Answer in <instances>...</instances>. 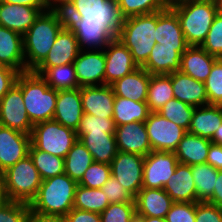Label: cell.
<instances>
[{
    "label": "cell",
    "instance_id": "6da1fadb",
    "mask_svg": "<svg viewBox=\"0 0 222 222\" xmlns=\"http://www.w3.org/2000/svg\"><path fill=\"white\" fill-rule=\"evenodd\" d=\"M62 11L81 50L103 49L118 36L125 19L117 0H70Z\"/></svg>",
    "mask_w": 222,
    "mask_h": 222
},
{
    "label": "cell",
    "instance_id": "7a4b0ae2",
    "mask_svg": "<svg viewBox=\"0 0 222 222\" xmlns=\"http://www.w3.org/2000/svg\"><path fill=\"white\" fill-rule=\"evenodd\" d=\"M65 25L62 9H50L39 15L23 35L26 71H34L44 61Z\"/></svg>",
    "mask_w": 222,
    "mask_h": 222
},
{
    "label": "cell",
    "instance_id": "3957f363",
    "mask_svg": "<svg viewBox=\"0 0 222 222\" xmlns=\"http://www.w3.org/2000/svg\"><path fill=\"white\" fill-rule=\"evenodd\" d=\"M77 185L65 173L43 180L29 204L30 212L47 216L67 215L73 209Z\"/></svg>",
    "mask_w": 222,
    "mask_h": 222
},
{
    "label": "cell",
    "instance_id": "277c9868",
    "mask_svg": "<svg viewBox=\"0 0 222 222\" xmlns=\"http://www.w3.org/2000/svg\"><path fill=\"white\" fill-rule=\"evenodd\" d=\"M16 84L22 90L25 109L33 125L53 120L57 91L41 75L34 71L22 72L18 75Z\"/></svg>",
    "mask_w": 222,
    "mask_h": 222
},
{
    "label": "cell",
    "instance_id": "5b68a950",
    "mask_svg": "<svg viewBox=\"0 0 222 222\" xmlns=\"http://www.w3.org/2000/svg\"><path fill=\"white\" fill-rule=\"evenodd\" d=\"M189 46H201L218 11L215 0L189 1L171 7Z\"/></svg>",
    "mask_w": 222,
    "mask_h": 222
},
{
    "label": "cell",
    "instance_id": "8992f818",
    "mask_svg": "<svg viewBox=\"0 0 222 222\" xmlns=\"http://www.w3.org/2000/svg\"><path fill=\"white\" fill-rule=\"evenodd\" d=\"M155 37L156 12L125 18L116 38L129 49L133 60L141 67L156 44Z\"/></svg>",
    "mask_w": 222,
    "mask_h": 222
},
{
    "label": "cell",
    "instance_id": "52a82bcc",
    "mask_svg": "<svg viewBox=\"0 0 222 222\" xmlns=\"http://www.w3.org/2000/svg\"><path fill=\"white\" fill-rule=\"evenodd\" d=\"M42 179L29 155L3 172L6 200L30 204L36 197Z\"/></svg>",
    "mask_w": 222,
    "mask_h": 222
},
{
    "label": "cell",
    "instance_id": "ba28073f",
    "mask_svg": "<svg viewBox=\"0 0 222 222\" xmlns=\"http://www.w3.org/2000/svg\"><path fill=\"white\" fill-rule=\"evenodd\" d=\"M30 137L33 147L62 158H65L78 141L75 130L54 120L34 124Z\"/></svg>",
    "mask_w": 222,
    "mask_h": 222
},
{
    "label": "cell",
    "instance_id": "9c48e42d",
    "mask_svg": "<svg viewBox=\"0 0 222 222\" xmlns=\"http://www.w3.org/2000/svg\"><path fill=\"white\" fill-rule=\"evenodd\" d=\"M145 126L152 151L174 152L187 131L164 118L158 112H151Z\"/></svg>",
    "mask_w": 222,
    "mask_h": 222
},
{
    "label": "cell",
    "instance_id": "30bf717a",
    "mask_svg": "<svg viewBox=\"0 0 222 222\" xmlns=\"http://www.w3.org/2000/svg\"><path fill=\"white\" fill-rule=\"evenodd\" d=\"M178 163L174 152L151 151L144 156L142 188L163 189Z\"/></svg>",
    "mask_w": 222,
    "mask_h": 222
},
{
    "label": "cell",
    "instance_id": "8fae6325",
    "mask_svg": "<svg viewBox=\"0 0 222 222\" xmlns=\"http://www.w3.org/2000/svg\"><path fill=\"white\" fill-rule=\"evenodd\" d=\"M110 165L112 176L136 197L142 189L144 156L118 151Z\"/></svg>",
    "mask_w": 222,
    "mask_h": 222
},
{
    "label": "cell",
    "instance_id": "7c38bea8",
    "mask_svg": "<svg viewBox=\"0 0 222 222\" xmlns=\"http://www.w3.org/2000/svg\"><path fill=\"white\" fill-rule=\"evenodd\" d=\"M0 125L31 134L33 124L25 109L22 90L16 83L1 98Z\"/></svg>",
    "mask_w": 222,
    "mask_h": 222
},
{
    "label": "cell",
    "instance_id": "4fadbf2b",
    "mask_svg": "<svg viewBox=\"0 0 222 222\" xmlns=\"http://www.w3.org/2000/svg\"><path fill=\"white\" fill-rule=\"evenodd\" d=\"M73 65L79 88L105 85L104 49L80 50Z\"/></svg>",
    "mask_w": 222,
    "mask_h": 222
},
{
    "label": "cell",
    "instance_id": "5bb4252c",
    "mask_svg": "<svg viewBox=\"0 0 222 222\" xmlns=\"http://www.w3.org/2000/svg\"><path fill=\"white\" fill-rule=\"evenodd\" d=\"M103 49L106 62L105 85H111L139 68L129 49L116 37Z\"/></svg>",
    "mask_w": 222,
    "mask_h": 222
},
{
    "label": "cell",
    "instance_id": "9a60e30c",
    "mask_svg": "<svg viewBox=\"0 0 222 222\" xmlns=\"http://www.w3.org/2000/svg\"><path fill=\"white\" fill-rule=\"evenodd\" d=\"M80 50L74 32L65 25L58 33L47 57L34 72L41 75L47 68L74 63Z\"/></svg>",
    "mask_w": 222,
    "mask_h": 222
},
{
    "label": "cell",
    "instance_id": "2e32d148",
    "mask_svg": "<svg viewBox=\"0 0 222 222\" xmlns=\"http://www.w3.org/2000/svg\"><path fill=\"white\" fill-rule=\"evenodd\" d=\"M29 134L0 125V172L29 155Z\"/></svg>",
    "mask_w": 222,
    "mask_h": 222
},
{
    "label": "cell",
    "instance_id": "e0dca14e",
    "mask_svg": "<svg viewBox=\"0 0 222 222\" xmlns=\"http://www.w3.org/2000/svg\"><path fill=\"white\" fill-rule=\"evenodd\" d=\"M114 134L118 151L140 156H146L152 151L144 122L116 126Z\"/></svg>",
    "mask_w": 222,
    "mask_h": 222
},
{
    "label": "cell",
    "instance_id": "ac0fdd59",
    "mask_svg": "<svg viewBox=\"0 0 222 222\" xmlns=\"http://www.w3.org/2000/svg\"><path fill=\"white\" fill-rule=\"evenodd\" d=\"M83 113L113 118L115 94L110 85L81 87Z\"/></svg>",
    "mask_w": 222,
    "mask_h": 222
},
{
    "label": "cell",
    "instance_id": "d6986e66",
    "mask_svg": "<svg viewBox=\"0 0 222 222\" xmlns=\"http://www.w3.org/2000/svg\"><path fill=\"white\" fill-rule=\"evenodd\" d=\"M82 115L81 87L57 91L54 121L76 131Z\"/></svg>",
    "mask_w": 222,
    "mask_h": 222
},
{
    "label": "cell",
    "instance_id": "ffe728a7",
    "mask_svg": "<svg viewBox=\"0 0 222 222\" xmlns=\"http://www.w3.org/2000/svg\"><path fill=\"white\" fill-rule=\"evenodd\" d=\"M171 77L174 98L193 107L208 105L205 84L180 71L168 74Z\"/></svg>",
    "mask_w": 222,
    "mask_h": 222
},
{
    "label": "cell",
    "instance_id": "44dd1931",
    "mask_svg": "<svg viewBox=\"0 0 222 222\" xmlns=\"http://www.w3.org/2000/svg\"><path fill=\"white\" fill-rule=\"evenodd\" d=\"M187 48L155 44L147 61L141 67L151 75L170 74L179 71L181 55Z\"/></svg>",
    "mask_w": 222,
    "mask_h": 222
},
{
    "label": "cell",
    "instance_id": "7402d4cb",
    "mask_svg": "<svg viewBox=\"0 0 222 222\" xmlns=\"http://www.w3.org/2000/svg\"><path fill=\"white\" fill-rule=\"evenodd\" d=\"M156 44L168 47H189L176 12L168 7L156 12Z\"/></svg>",
    "mask_w": 222,
    "mask_h": 222
},
{
    "label": "cell",
    "instance_id": "603a6c76",
    "mask_svg": "<svg viewBox=\"0 0 222 222\" xmlns=\"http://www.w3.org/2000/svg\"><path fill=\"white\" fill-rule=\"evenodd\" d=\"M0 65L26 71L23 35L0 25Z\"/></svg>",
    "mask_w": 222,
    "mask_h": 222
},
{
    "label": "cell",
    "instance_id": "cb8c5ba5",
    "mask_svg": "<svg viewBox=\"0 0 222 222\" xmlns=\"http://www.w3.org/2000/svg\"><path fill=\"white\" fill-rule=\"evenodd\" d=\"M42 11L38 8L0 1V25L24 35Z\"/></svg>",
    "mask_w": 222,
    "mask_h": 222
},
{
    "label": "cell",
    "instance_id": "d4e9b609",
    "mask_svg": "<svg viewBox=\"0 0 222 222\" xmlns=\"http://www.w3.org/2000/svg\"><path fill=\"white\" fill-rule=\"evenodd\" d=\"M135 203L136 216L166 218L174 201L163 189L142 188Z\"/></svg>",
    "mask_w": 222,
    "mask_h": 222
},
{
    "label": "cell",
    "instance_id": "484cf974",
    "mask_svg": "<svg viewBox=\"0 0 222 222\" xmlns=\"http://www.w3.org/2000/svg\"><path fill=\"white\" fill-rule=\"evenodd\" d=\"M218 59L201 46H189L181 55L179 71L204 83Z\"/></svg>",
    "mask_w": 222,
    "mask_h": 222
},
{
    "label": "cell",
    "instance_id": "4316f807",
    "mask_svg": "<svg viewBox=\"0 0 222 222\" xmlns=\"http://www.w3.org/2000/svg\"><path fill=\"white\" fill-rule=\"evenodd\" d=\"M163 190L174 202L196 203V185L191 172V166L178 163L174 174L168 180Z\"/></svg>",
    "mask_w": 222,
    "mask_h": 222
},
{
    "label": "cell",
    "instance_id": "83f0119b",
    "mask_svg": "<svg viewBox=\"0 0 222 222\" xmlns=\"http://www.w3.org/2000/svg\"><path fill=\"white\" fill-rule=\"evenodd\" d=\"M150 76L149 72L139 67L110 86L115 96L131 99L135 102L146 101Z\"/></svg>",
    "mask_w": 222,
    "mask_h": 222
},
{
    "label": "cell",
    "instance_id": "f1b7e54d",
    "mask_svg": "<svg viewBox=\"0 0 222 222\" xmlns=\"http://www.w3.org/2000/svg\"><path fill=\"white\" fill-rule=\"evenodd\" d=\"M222 124V106L205 105L195 107L188 133L198 135L209 140Z\"/></svg>",
    "mask_w": 222,
    "mask_h": 222
},
{
    "label": "cell",
    "instance_id": "f546056e",
    "mask_svg": "<svg viewBox=\"0 0 222 222\" xmlns=\"http://www.w3.org/2000/svg\"><path fill=\"white\" fill-rule=\"evenodd\" d=\"M77 136L93 156L94 162L111 164L118 152L114 133H88Z\"/></svg>",
    "mask_w": 222,
    "mask_h": 222
},
{
    "label": "cell",
    "instance_id": "4dcf8cb0",
    "mask_svg": "<svg viewBox=\"0 0 222 222\" xmlns=\"http://www.w3.org/2000/svg\"><path fill=\"white\" fill-rule=\"evenodd\" d=\"M211 143L207 138L187 132L174 153L179 163L190 166L206 163Z\"/></svg>",
    "mask_w": 222,
    "mask_h": 222
},
{
    "label": "cell",
    "instance_id": "1f68e13d",
    "mask_svg": "<svg viewBox=\"0 0 222 222\" xmlns=\"http://www.w3.org/2000/svg\"><path fill=\"white\" fill-rule=\"evenodd\" d=\"M150 113L146 101L135 102L131 99L115 96L112 118L115 126L132 122H145Z\"/></svg>",
    "mask_w": 222,
    "mask_h": 222
},
{
    "label": "cell",
    "instance_id": "d6a6232c",
    "mask_svg": "<svg viewBox=\"0 0 222 222\" xmlns=\"http://www.w3.org/2000/svg\"><path fill=\"white\" fill-rule=\"evenodd\" d=\"M172 98L171 77L168 74L151 75L146 100L150 112H157Z\"/></svg>",
    "mask_w": 222,
    "mask_h": 222
},
{
    "label": "cell",
    "instance_id": "836d02e7",
    "mask_svg": "<svg viewBox=\"0 0 222 222\" xmlns=\"http://www.w3.org/2000/svg\"><path fill=\"white\" fill-rule=\"evenodd\" d=\"M93 162L91 153L78 140L64 158L65 174L79 183Z\"/></svg>",
    "mask_w": 222,
    "mask_h": 222
},
{
    "label": "cell",
    "instance_id": "e575fe53",
    "mask_svg": "<svg viewBox=\"0 0 222 222\" xmlns=\"http://www.w3.org/2000/svg\"><path fill=\"white\" fill-rule=\"evenodd\" d=\"M191 172L196 185V202H207L213 195L218 170L202 163L191 166Z\"/></svg>",
    "mask_w": 222,
    "mask_h": 222
},
{
    "label": "cell",
    "instance_id": "d590c367",
    "mask_svg": "<svg viewBox=\"0 0 222 222\" xmlns=\"http://www.w3.org/2000/svg\"><path fill=\"white\" fill-rule=\"evenodd\" d=\"M110 202L102 189L86 188L77 185L73 208L101 214Z\"/></svg>",
    "mask_w": 222,
    "mask_h": 222
},
{
    "label": "cell",
    "instance_id": "8d00e7d4",
    "mask_svg": "<svg viewBox=\"0 0 222 222\" xmlns=\"http://www.w3.org/2000/svg\"><path fill=\"white\" fill-rule=\"evenodd\" d=\"M29 156L43 180L65 173L64 158L51 155L30 145Z\"/></svg>",
    "mask_w": 222,
    "mask_h": 222
},
{
    "label": "cell",
    "instance_id": "74e56055",
    "mask_svg": "<svg viewBox=\"0 0 222 222\" xmlns=\"http://www.w3.org/2000/svg\"><path fill=\"white\" fill-rule=\"evenodd\" d=\"M41 76L56 91L79 88L73 63L47 68Z\"/></svg>",
    "mask_w": 222,
    "mask_h": 222
},
{
    "label": "cell",
    "instance_id": "f35d334b",
    "mask_svg": "<svg viewBox=\"0 0 222 222\" xmlns=\"http://www.w3.org/2000/svg\"><path fill=\"white\" fill-rule=\"evenodd\" d=\"M195 107L186 104L176 98L170 99L157 112L164 118L174 122L188 131Z\"/></svg>",
    "mask_w": 222,
    "mask_h": 222
},
{
    "label": "cell",
    "instance_id": "ab89813d",
    "mask_svg": "<svg viewBox=\"0 0 222 222\" xmlns=\"http://www.w3.org/2000/svg\"><path fill=\"white\" fill-rule=\"evenodd\" d=\"M124 18L150 14L168 8L166 0H117Z\"/></svg>",
    "mask_w": 222,
    "mask_h": 222
},
{
    "label": "cell",
    "instance_id": "60d3db41",
    "mask_svg": "<svg viewBox=\"0 0 222 222\" xmlns=\"http://www.w3.org/2000/svg\"><path fill=\"white\" fill-rule=\"evenodd\" d=\"M209 105L222 106V58H219L204 82Z\"/></svg>",
    "mask_w": 222,
    "mask_h": 222
},
{
    "label": "cell",
    "instance_id": "b9f144b4",
    "mask_svg": "<svg viewBox=\"0 0 222 222\" xmlns=\"http://www.w3.org/2000/svg\"><path fill=\"white\" fill-rule=\"evenodd\" d=\"M111 176L110 164L93 162L78 184L86 188L100 189Z\"/></svg>",
    "mask_w": 222,
    "mask_h": 222
},
{
    "label": "cell",
    "instance_id": "7bdbcfd3",
    "mask_svg": "<svg viewBox=\"0 0 222 222\" xmlns=\"http://www.w3.org/2000/svg\"><path fill=\"white\" fill-rule=\"evenodd\" d=\"M115 123L112 118H103L83 113L77 134L115 133Z\"/></svg>",
    "mask_w": 222,
    "mask_h": 222
},
{
    "label": "cell",
    "instance_id": "ee69618b",
    "mask_svg": "<svg viewBox=\"0 0 222 222\" xmlns=\"http://www.w3.org/2000/svg\"><path fill=\"white\" fill-rule=\"evenodd\" d=\"M136 217V203H110L100 214L101 222H132Z\"/></svg>",
    "mask_w": 222,
    "mask_h": 222
},
{
    "label": "cell",
    "instance_id": "f6af8a7d",
    "mask_svg": "<svg viewBox=\"0 0 222 222\" xmlns=\"http://www.w3.org/2000/svg\"><path fill=\"white\" fill-rule=\"evenodd\" d=\"M30 213L29 204L5 200L0 205V222H29Z\"/></svg>",
    "mask_w": 222,
    "mask_h": 222
},
{
    "label": "cell",
    "instance_id": "bcb514c9",
    "mask_svg": "<svg viewBox=\"0 0 222 222\" xmlns=\"http://www.w3.org/2000/svg\"><path fill=\"white\" fill-rule=\"evenodd\" d=\"M201 47L217 58H222V15L217 13Z\"/></svg>",
    "mask_w": 222,
    "mask_h": 222
},
{
    "label": "cell",
    "instance_id": "7dc6e473",
    "mask_svg": "<svg viewBox=\"0 0 222 222\" xmlns=\"http://www.w3.org/2000/svg\"><path fill=\"white\" fill-rule=\"evenodd\" d=\"M110 203H135V197L111 176L101 188Z\"/></svg>",
    "mask_w": 222,
    "mask_h": 222
},
{
    "label": "cell",
    "instance_id": "c3c4849f",
    "mask_svg": "<svg viewBox=\"0 0 222 222\" xmlns=\"http://www.w3.org/2000/svg\"><path fill=\"white\" fill-rule=\"evenodd\" d=\"M165 219L166 222H195V203L174 202Z\"/></svg>",
    "mask_w": 222,
    "mask_h": 222
},
{
    "label": "cell",
    "instance_id": "681fc988",
    "mask_svg": "<svg viewBox=\"0 0 222 222\" xmlns=\"http://www.w3.org/2000/svg\"><path fill=\"white\" fill-rule=\"evenodd\" d=\"M195 222H222V208L209 202H196Z\"/></svg>",
    "mask_w": 222,
    "mask_h": 222
},
{
    "label": "cell",
    "instance_id": "f907efd6",
    "mask_svg": "<svg viewBox=\"0 0 222 222\" xmlns=\"http://www.w3.org/2000/svg\"><path fill=\"white\" fill-rule=\"evenodd\" d=\"M20 73L10 67L0 65V101L16 83Z\"/></svg>",
    "mask_w": 222,
    "mask_h": 222
},
{
    "label": "cell",
    "instance_id": "816d5d0a",
    "mask_svg": "<svg viewBox=\"0 0 222 222\" xmlns=\"http://www.w3.org/2000/svg\"><path fill=\"white\" fill-rule=\"evenodd\" d=\"M64 217L66 222H101L99 213L75 208Z\"/></svg>",
    "mask_w": 222,
    "mask_h": 222
},
{
    "label": "cell",
    "instance_id": "f5cc1de1",
    "mask_svg": "<svg viewBox=\"0 0 222 222\" xmlns=\"http://www.w3.org/2000/svg\"><path fill=\"white\" fill-rule=\"evenodd\" d=\"M206 163L217 170H222V145L210 144Z\"/></svg>",
    "mask_w": 222,
    "mask_h": 222
},
{
    "label": "cell",
    "instance_id": "db71d44e",
    "mask_svg": "<svg viewBox=\"0 0 222 222\" xmlns=\"http://www.w3.org/2000/svg\"><path fill=\"white\" fill-rule=\"evenodd\" d=\"M207 202L222 208V170H218V176L213 195Z\"/></svg>",
    "mask_w": 222,
    "mask_h": 222
},
{
    "label": "cell",
    "instance_id": "11a10c76",
    "mask_svg": "<svg viewBox=\"0 0 222 222\" xmlns=\"http://www.w3.org/2000/svg\"><path fill=\"white\" fill-rule=\"evenodd\" d=\"M0 1L10 4H18V5L38 8L42 12L50 10V7L44 2V0H0Z\"/></svg>",
    "mask_w": 222,
    "mask_h": 222
},
{
    "label": "cell",
    "instance_id": "9f6ffc18",
    "mask_svg": "<svg viewBox=\"0 0 222 222\" xmlns=\"http://www.w3.org/2000/svg\"><path fill=\"white\" fill-rule=\"evenodd\" d=\"M29 222H66V219L64 216H47L30 213Z\"/></svg>",
    "mask_w": 222,
    "mask_h": 222
},
{
    "label": "cell",
    "instance_id": "6f0895ef",
    "mask_svg": "<svg viewBox=\"0 0 222 222\" xmlns=\"http://www.w3.org/2000/svg\"><path fill=\"white\" fill-rule=\"evenodd\" d=\"M70 0H44L50 9H63Z\"/></svg>",
    "mask_w": 222,
    "mask_h": 222
},
{
    "label": "cell",
    "instance_id": "680465c9",
    "mask_svg": "<svg viewBox=\"0 0 222 222\" xmlns=\"http://www.w3.org/2000/svg\"><path fill=\"white\" fill-rule=\"evenodd\" d=\"M213 144L222 145V124L217 129L212 139L210 140Z\"/></svg>",
    "mask_w": 222,
    "mask_h": 222
},
{
    "label": "cell",
    "instance_id": "91938a15",
    "mask_svg": "<svg viewBox=\"0 0 222 222\" xmlns=\"http://www.w3.org/2000/svg\"><path fill=\"white\" fill-rule=\"evenodd\" d=\"M143 222H166L165 218L138 216Z\"/></svg>",
    "mask_w": 222,
    "mask_h": 222
},
{
    "label": "cell",
    "instance_id": "94428289",
    "mask_svg": "<svg viewBox=\"0 0 222 222\" xmlns=\"http://www.w3.org/2000/svg\"><path fill=\"white\" fill-rule=\"evenodd\" d=\"M6 200L3 186V172H0V205Z\"/></svg>",
    "mask_w": 222,
    "mask_h": 222
},
{
    "label": "cell",
    "instance_id": "6125c7cd",
    "mask_svg": "<svg viewBox=\"0 0 222 222\" xmlns=\"http://www.w3.org/2000/svg\"><path fill=\"white\" fill-rule=\"evenodd\" d=\"M189 1H199V0H166L169 7L176 6Z\"/></svg>",
    "mask_w": 222,
    "mask_h": 222
},
{
    "label": "cell",
    "instance_id": "be15d7a7",
    "mask_svg": "<svg viewBox=\"0 0 222 222\" xmlns=\"http://www.w3.org/2000/svg\"><path fill=\"white\" fill-rule=\"evenodd\" d=\"M215 2H216L218 13L222 15V0H215Z\"/></svg>",
    "mask_w": 222,
    "mask_h": 222
},
{
    "label": "cell",
    "instance_id": "e7e4bbea",
    "mask_svg": "<svg viewBox=\"0 0 222 222\" xmlns=\"http://www.w3.org/2000/svg\"><path fill=\"white\" fill-rule=\"evenodd\" d=\"M132 222H143L138 216H136Z\"/></svg>",
    "mask_w": 222,
    "mask_h": 222
}]
</instances>
